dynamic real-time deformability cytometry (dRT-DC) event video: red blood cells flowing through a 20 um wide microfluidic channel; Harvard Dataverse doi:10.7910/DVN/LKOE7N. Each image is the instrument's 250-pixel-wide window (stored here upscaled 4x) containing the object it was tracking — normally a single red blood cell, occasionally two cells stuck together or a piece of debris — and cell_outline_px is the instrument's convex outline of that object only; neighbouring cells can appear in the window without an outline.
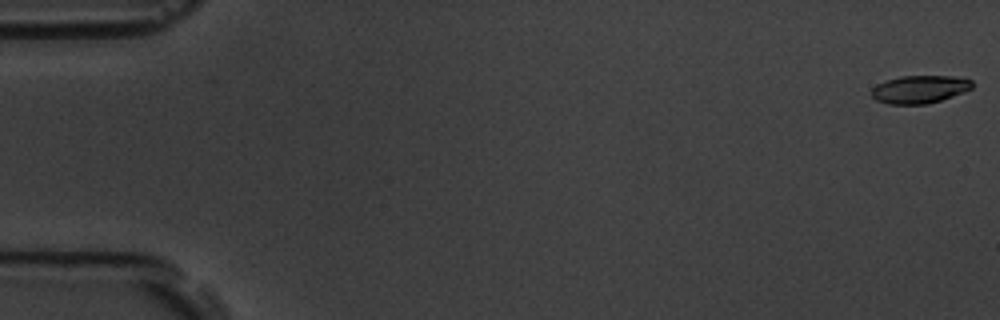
{"species": "common noctule bat (a hibernating species)", "species_latin": "Nyctalus noctula", "temperature_condition": "room temperature", "stored_images_in_passage": 7, "camera_frame_rate_fps": 3000, "um_per_image_px": 0.085, "animal": {"sex": "male", "body_mass_g": 19.5, "forearm_length_mm": 54.6}, "frame": {"image": 1, "passage_image": 1, "time_ms": 0.0, "image_size_px": [1000, 320], "cell_outline_px": [[972, 88], [964, 92], [940, 100], [924, 104], [888, 104], [876, 100], [872, 96], [872, 88], [876, 84], [900, 76], [952, 76], [972, 80]], "centroid_in_image_um": [78.15, 7.59], "position_along_channel_um": 6.8, "area_um2": 16.18}}
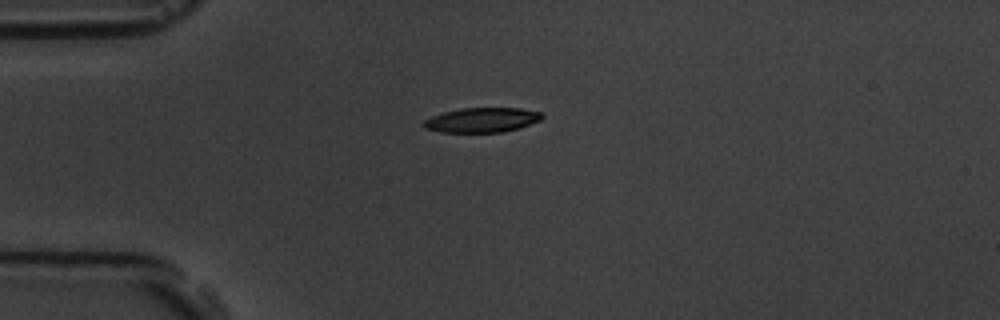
{"frame": {"image": 2, "passage_image": 5, "time_ms": 4.667, "image_size_px": [1000, 320], "cell_outline_px": [[544, 116], [540, 120], [520, 128], [500, 132], [440, 132], [424, 128], [424, 120], [432, 116], [444, 112], [460, 108], [520, 108], [540, 112]], "centroid_in_image_um": [40.97, 10.2], "position_along_channel_um": 44.0, "area_um2": 16.94}}
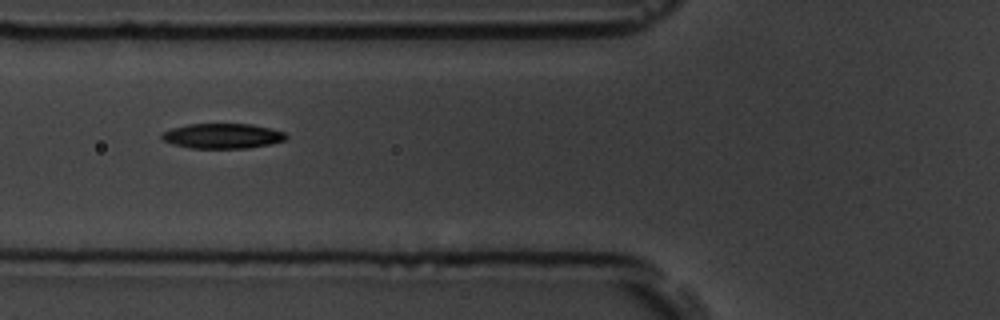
{"frame": {"image": 3, "passage_image": 7, "time_ms": 7.0, "image_size_px": [1000, 320], "cell_outline_px": [[288, 136], [284, 140], [268, 144], [248, 148], [188, 148], [172, 144], [164, 140], [160, 136], [160, 132], [172, 128], [188, 124], [252, 124], [284, 132]], "centroid_in_image_um": [18.85, 11.55], "position_along_channel_um": 106.9, "area_um2": 18.09}}